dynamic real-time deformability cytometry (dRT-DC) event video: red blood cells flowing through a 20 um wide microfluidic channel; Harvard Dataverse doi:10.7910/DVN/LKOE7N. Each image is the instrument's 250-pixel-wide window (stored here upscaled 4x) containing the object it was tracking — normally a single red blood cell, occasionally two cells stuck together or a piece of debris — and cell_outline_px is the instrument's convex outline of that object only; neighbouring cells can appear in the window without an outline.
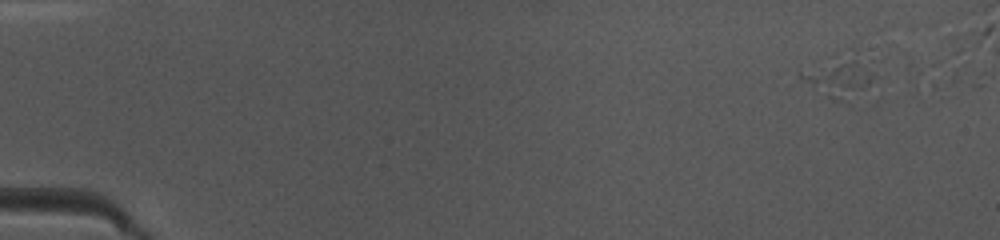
{"species": "common noctule bat (a hibernating species)", "species_latin": "Nyctalus noctula", "temperature_condition": "warm", "stored_images_in_passage": 2, "camera_frame_rate_fps": 3000, "um_per_image_px": 0.085, "animal": {"sex": "female", "body_mass_g": 10.0, "forearm_length_mm": 53.1}, "frame": {"image": 1, "passage_image": 1, "time_ms": 0.0, "image_size_px": [1000, 240], "cell_outline_px": [[872, 60], [868, 92], [840, 100], [828, 96], [804, 80], [800, 76], [800, 72], [828, 56], [856, 44]], "centroid_in_image_um": [71.49, 6.26], "position_along_channel_um": 13.5, "area_um2": 18.55}}